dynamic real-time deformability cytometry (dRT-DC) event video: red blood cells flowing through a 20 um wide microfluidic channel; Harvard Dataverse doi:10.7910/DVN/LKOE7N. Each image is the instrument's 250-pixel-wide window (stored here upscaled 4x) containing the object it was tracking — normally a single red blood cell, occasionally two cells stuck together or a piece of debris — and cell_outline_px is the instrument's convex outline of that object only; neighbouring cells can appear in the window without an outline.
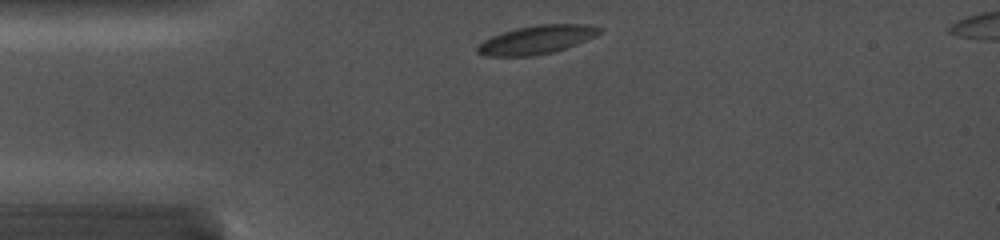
{"species": "common noctule bat (a hibernating species)", "species_latin": "Nyctalus noctula", "temperature_condition": "cold", "stored_images_in_passage": 11, "camera_frame_rate_fps": 5000, "um_per_image_px": 0.085, "animal": {"sex": "female", "body_mass_g": 19.0, "forearm_length_mm": 56.7}, "frame": {"image": 1, "passage_image": 1, "time_ms": 0.0, "image_size_px": [1000, 240], "cell_outline_px": [[604, 28], [596, 36], [576, 44], [552, 52], [532, 56], [484, 56], [476, 52], [476, 44], [492, 36], [516, 28], [536, 24], [588, 24]], "centroid_in_image_um": [45.59, 3.37], "position_along_channel_um": 39.4, "area_um2": 20.35}}
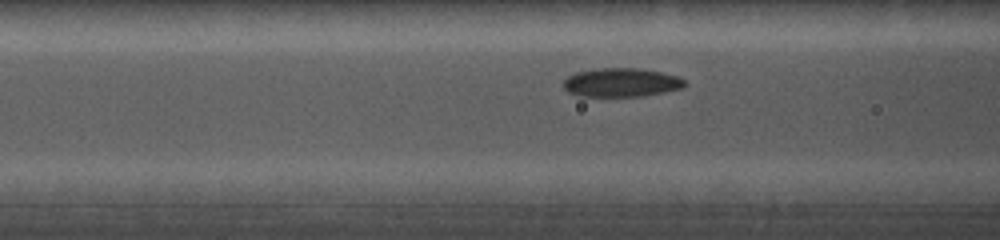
{"frame": {"image": 2, "passage_image": 7, "time_ms": 2.6, "image_size_px": [1000, 240], "cell_outline_px": [[688, 84], [684, 88], [644, 96], [580, 96], [568, 92], [564, 88], [564, 80], [568, 76], [576, 72], [600, 68], [640, 68], [660, 72], [676, 76], [684, 80]], "centroid_in_image_um": [52.83, 7.01], "position_along_channel_um": 113.8, "area_um2": 20.35}}
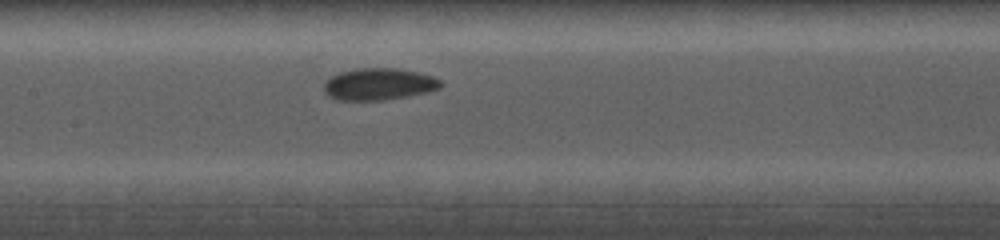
{"frame": {"image": 3, "passage_image": 11, "time_ms": 4.2, "image_size_px": [1000, 240], "cell_outline_px": [[444, 84], [440, 88], [428, 92], [408, 96], [384, 100], [340, 100], [328, 96], [324, 92], [324, 84], [332, 76], [340, 72], [360, 68], [396, 68], [416, 72], [432, 76], [440, 80]], "centroid_in_image_um": [32.22, 7.16], "position_along_channel_um": 175.2, "area_um2": 21.62}}